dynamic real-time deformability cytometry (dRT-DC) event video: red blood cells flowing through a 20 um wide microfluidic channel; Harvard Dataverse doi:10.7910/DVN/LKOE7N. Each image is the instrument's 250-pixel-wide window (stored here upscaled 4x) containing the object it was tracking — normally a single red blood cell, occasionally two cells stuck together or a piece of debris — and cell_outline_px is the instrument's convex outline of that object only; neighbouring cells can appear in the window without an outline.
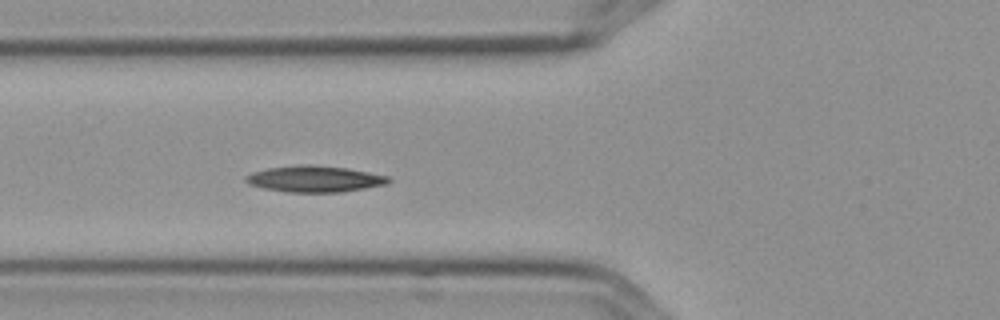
{"species": "Egyptian fruit bat (a non-hibernating species)", "species_latin": "Rousettus aegyptiacus", "temperature_condition": "cold", "stored_images_in_passage": 5, "camera_frame_rate_fps": 3000, "um_per_image_px": 0.085, "frame": {"image": 1, "passage_image": 5, "time_ms": 1.333, "image_size_px": [1000, 320], "cell_outline_px": [[392, 180], [388, 184], [340, 192], [288, 192], [264, 188], [248, 184], [244, 180], [244, 176], [252, 172], [268, 168], [304, 164], [308, 164], [348, 168], [388, 176]], "centroid_in_image_um": [26.73, 15.2], "position_along_channel_um": 99.1, "area_um2": 21.85}}